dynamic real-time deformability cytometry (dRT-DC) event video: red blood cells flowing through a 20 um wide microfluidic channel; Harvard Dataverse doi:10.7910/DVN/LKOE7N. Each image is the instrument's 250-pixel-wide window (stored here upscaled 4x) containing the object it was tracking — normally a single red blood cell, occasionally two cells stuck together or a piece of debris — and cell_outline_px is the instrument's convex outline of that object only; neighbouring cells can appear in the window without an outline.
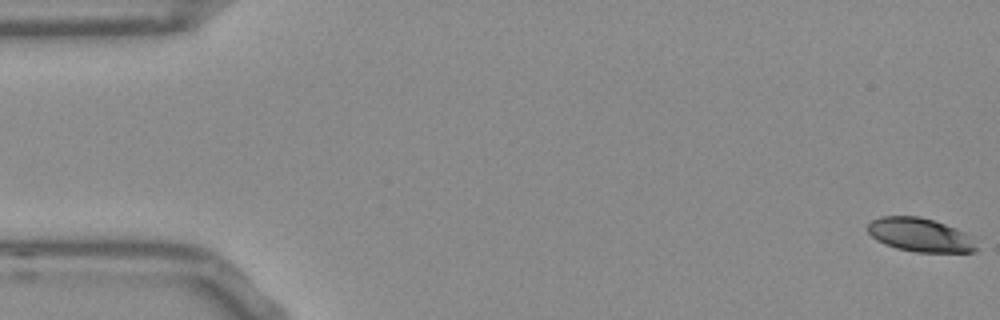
{"species": "Egyptian fruit bat (a non-hibernating species)", "species_latin": "Rousettus aegyptiacus", "temperature_condition": "room temperature", "stored_images_in_passage": 54, "camera_frame_rate_fps": 3000, "um_per_image_px": 0.085, "frame": {"image": 1, "passage_image": 1, "time_ms": 0.0, "image_size_px": [1000, 320], "cell_outline_px": [[976, 252], [916, 252], [896, 248], [884, 244], [876, 240], [868, 232], [868, 224], [872, 220], [880, 216], [920, 216], [944, 224], [964, 232], [968, 236], [976, 248]], "centroid_in_image_um": [78.14, 19.96], "position_along_channel_um": 6.9, "area_um2": 21.04}}
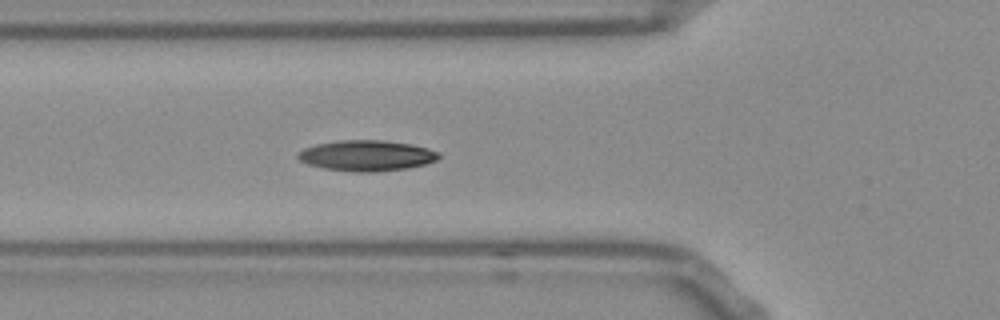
{"frame": {"image": 2, "passage_image": 19, "time_ms": 6.0, "image_size_px": [1000, 320], "cell_outline_px": [[440, 156], [436, 160], [424, 164], [408, 168], [376, 172], [356, 172], [324, 168], [308, 164], [300, 160], [296, 156], [304, 148], [316, 144], [340, 140], [384, 140], [412, 144], [428, 148], [440, 152]], "centroid_in_image_um": [31.19, 13.22], "position_along_channel_um": 94.6, "area_um2": 25.2}}
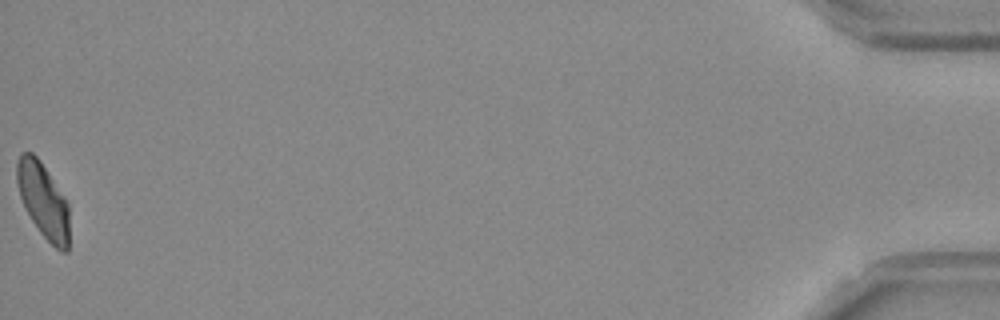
{"frame": {"image": 3, "passage_image": 54, "time_ms": 17.667, "image_size_px": [1000, 320], "cell_outline_px": [[68, 252], [60, 252], [40, 232], [32, 220], [20, 196], [16, 180], [16, 160], [20, 152], [32, 152], [40, 160], [64, 196], [68, 204]], "centroid_in_image_um": [3.66, 17.0], "position_along_channel_um": 431.5, "area_um2": 22.72}, "authors_computed_cell_mechanics": {"area_um2": 23.4957, "velocity_mm_per_s": 3.785, "shape_relaxation_time_tau1_ms": 5.5253, "shape_relaxation_time_tau2_ms": 7.9669, "deformation_change_tau1": 0.1509, "deformation_change_tau2": 0.1195}}